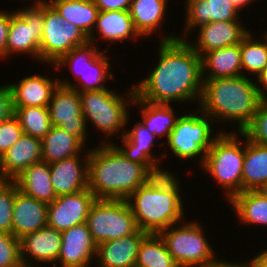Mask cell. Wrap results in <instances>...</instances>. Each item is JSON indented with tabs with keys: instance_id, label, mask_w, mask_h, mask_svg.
Instances as JSON below:
<instances>
[{
	"instance_id": "1",
	"label": "cell",
	"mask_w": 267,
	"mask_h": 267,
	"mask_svg": "<svg viewBox=\"0 0 267 267\" xmlns=\"http://www.w3.org/2000/svg\"><path fill=\"white\" fill-rule=\"evenodd\" d=\"M178 36H162L156 67L147 78L133 84L139 99L153 104L199 103L203 85L201 57Z\"/></svg>"
},
{
	"instance_id": "2",
	"label": "cell",
	"mask_w": 267,
	"mask_h": 267,
	"mask_svg": "<svg viewBox=\"0 0 267 267\" xmlns=\"http://www.w3.org/2000/svg\"><path fill=\"white\" fill-rule=\"evenodd\" d=\"M89 149L88 189L97 199L126 200L155 176L145 165L128 160L111 140Z\"/></svg>"
},
{
	"instance_id": "3",
	"label": "cell",
	"mask_w": 267,
	"mask_h": 267,
	"mask_svg": "<svg viewBox=\"0 0 267 267\" xmlns=\"http://www.w3.org/2000/svg\"><path fill=\"white\" fill-rule=\"evenodd\" d=\"M175 176L172 172L155 175L126 199L141 231L159 234L178 222L182 224L185 208Z\"/></svg>"
},
{
	"instance_id": "4",
	"label": "cell",
	"mask_w": 267,
	"mask_h": 267,
	"mask_svg": "<svg viewBox=\"0 0 267 267\" xmlns=\"http://www.w3.org/2000/svg\"><path fill=\"white\" fill-rule=\"evenodd\" d=\"M254 81L243 75L203 79L198 107L215 123L235 122L242 132L263 101Z\"/></svg>"
},
{
	"instance_id": "5",
	"label": "cell",
	"mask_w": 267,
	"mask_h": 267,
	"mask_svg": "<svg viewBox=\"0 0 267 267\" xmlns=\"http://www.w3.org/2000/svg\"><path fill=\"white\" fill-rule=\"evenodd\" d=\"M221 131L213 141L201 168L222 186L228 202L242 192V170L245 155V142L240 141L241 132ZM240 135V136H239ZM244 145H243V144ZM243 145V146H242Z\"/></svg>"
},
{
	"instance_id": "6",
	"label": "cell",
	"mask_w": 267,
	"mask_h": 267,
	"mask_svg": "<svg viewBox=\"0 0 267 267\" xmlns=\"http://www.w3.org/2000/svg\"><path fill=\"white\" fill-rule=\"evenodd\" d=\"M127 92L129 95L125 96L126 99L122 94H117L109 88L79 92L82 114L86 124L88 125L90 122L89 124H93L96 129L98 128L97 131L99 130L107 138L120 135V132L122 136L125 135V131L122 132V129L128 125V120L131 118L128 107L130 104H134V85Z\"/></svg>"
},
{
	"instance_id": "7",
	"label": "cell",
	"mask_w": 267,
	"mask_h": 267,
	"mask_svg": "<svg viewBox=\"0 0 267 267\" xmlns=\"http://www.w3.org/2000/svg\"><path fill=\"white\" fill-rule=\"evenodd\" d=\"M98 47L92 42L88 41L82 46L74 47L66 55L61 57L53 67L58 71L62 70V67H67L72 71V75L75 79V83L71 80L59 79V85L70 87L78 92L84 91H98L107 89L104 84L105 81L112 79L113 72L110 71V63L104 52H107V48L104 51H99ZM110 71V72H109Z\"/></svg>"
},
{
	"instance_id": "8",
	"label": "cell",
	"mask_w": 267,
	"mask_h": 267,
	"mask_svg": "<svg viewBox=\"0 0 267 267\" xmlns=\"http://www.w3.org/2000/svg\"><path fill=\"white\" fill-rule=\"evenodd\" d=\"M197 109L188 114L178 116L175 127L167 137V147L176 158L183 161L199 157V165L204 163L206 154L212 147L213 141L219 136L220 130L214 134V120L203 111Z\"/></svg>"
},
{
	"instance_id": "9",
	"label": "cell",
	"mask_w": 267,
	"mask_h": 267,
	"mask_svg": "<svg viewBox=\"0 0 267 267\" xmlns=\"http://www.w3.org/2000/svg\"><path fill=\"white\" fill-rule=\"evenodd\" d=\"M183 222L180 226L177 223L159 233L177 265L179 267H214L218 258L208 243L203 225L200 226L201 224L196 221L185 222L183 220Z\"/></svg>"
},
{
	"instance_id": "10",
	"label": "cell",
	"mask_w": 267,
	"mask_h": 267,
	"mask_svg": "<svg viewBox=\"0 0 267 267\" xmlns=\"http://www.w3.org/2000/svg\"><path fill=\"white\" fill-rule=\"evenodd\" d=\"M86 223L97 245L130 236L139 230L131 207L124 199H96Z\"/></svg>"
},
{
	"instance_id": "11",
	"label": "cell",
	"mask_w": 267,
	"mask_h": 267,
	"mask_svg": "<svg viewBox=\"0 0 267 267\" xmlns=\"http://www.w3.org/2000/svg\"><path fill=\"white\" fill-rule=\"evenodd\" d=\"M45 6L30 5L11 12L6 58L28 54L40 61V44L44 26ZM10 55V56H9Z\"/></svg>"
},
{
	"instance_id": "12",
	"label": "cell",
	"mask_w": 267,
	"mask_h": 267,
	"mask_svg": "<svg viewBox=\"0 0 267 267\" xmlns=\"http://www.w3.org/2000/svg\"><path fill=\"white\" fill-rule=\"evenodd\" d=\"M89 38L75 25L67 22L53 6H45L44 26L40 44V61L56 63L74 47L82 46Z\"/></svg>"
},
{
	"instance_id": "13",
	"label": "cell",
	"mask_w": 267,
	"mask_h": 267,
	"mask_svg": "<svg viewBox=\"0 0 267 267\" xmlns=\"http://www.w3.org/2000/svg\"><path fill=\"white\" fill-rule=\"evenodd\" d=\"M48 110L52 126L78 137L85 144L88 126L77 90L58 85L51 95Z\"/></svg>"
},
{
	"instance_id": "14",
	"label": "cell",
	"mask_w": 267,
	"mask_h": 267,
	"mask_svg": "<svg viewBox=\"0 0 267 267\" xmlns=\"http://www.w3.org/2000/svg\"><path fill=\"white\" fill-rule=\"evenodd\" d=\"M96 196L89 190L58 196L48 204L47 225L58 231L86 223Z\"/></svg>"
},
{
	"instance_id": "15",
	"label": "cell",
	"mask_w": 267,
	"mask_h": 267,
	"mask_svg": "<svg viewBox=\"0 0 267 267\" xmlns=\"http://www.w3.org/2000/svg\"><path fill=\"white\" fill-rule=\"evenodd\" d=\"M61 237V249L56 264L59 263L60 267H91L92 260L96 259L97 244L87 223L62 231Z\"/></svg>"
},
{
	"instance_id": "16",
	"label": "cell",
	"mask_w": 267,
	"mask_h": 267,
	"mask_svg": "<svg viewBox=\"0 0 267 267\" xmlns=\"http://www.w3.org/2000/svg\"><path fill=\"white\" fill-rule=\"evenodd\" d=\"M184 4L186 10L184 9L185 24L182 35L185 36L178 37L181 40H185L192 30L195 31L210 22L241 21V12L230 0H186Z\"/></svg>"
},
{
	"instance_id": "17",
	"label": "cell",
	"mask_w": 267,
	"mask_h": 267,
	"mask_svg": "<svg viewBox=\"0 0 267 267\" xmlns=\"http://www.w3.org/2000/svg\"><path fill=\"white\" fill-rule=\"evenodd\" d=\"M242 21L210 22L197 29V41L191 43L185 39L192 49L201 57L204 53L226 46L238 45L250 33ZM199 31V32H198Z\"/></svg>"
},
{
	"instance_id": "18",
	"label": "cell",
	"mask_w": 267,
	"mask_h": 267,
	"mask_svg": "<svg viewBox=\"0 0 267 267\" xmlns=\"http://www.w3.org/2000/svg\"><path fill=\"white\" fill-rule=\"evenodd\" d=\"M61 242V231L48 225L38 231L26 234L20 239V257L22 264L34 266L33 261L36 260L37 264L56 265L61 249Z\"/></svg>"
},
{
	"instance_id": "19",
	"label": "cell",
	"mask_w": 267,
	"mask_h": 267,
	"mask_svg": "<svg viewBox=\"0 0 267 267\" xmlns=\"http://www.w3.org/2000/svg\"><path fill=\"white\" fill-rule=\"evenodd\" d=\"M85 153L49 164L56 197L88 189L89 149Z\"/></svg>"
},
{
	"instance_id": "20",
	"label": "cell",
	"mask_w": 267,
	"mask_h": 267,
	"mask_svg": "<svg viewBox=\"0 0 267 267\" xmlns=\"http://www.w3.org/2000/svg\"><path fill=\"white\" fill-rule=\"evenodd\" d=\"M125 131V135L121 136L123 147H119L115 143L113 144L128 160L145 165L154 175H159L162 172H170L160 168L161 165L159 162L163 158L160 156L156 158L152 151H150L154 147L156 136L149 132L141 121H136V124L131 130Z\"/></svg>"
},
{
	"instance_id": "21",
	"label": "cell",
	"mask_w": 267,
	"mask_h": 267,
	"mask_svg": "<svg viewBox=\"0 0 267 267\" xmlns=\"http://www.w3.org/2000/svg\"><path fill=\"white\" fill-rule=\"evenodd\" d=\"M48 204L25 195L15 183L12 234L19 240L47 225Z\"/></svg>"
},
{
	"instance_id": "22",
	"label": "cell",
	"mask_w": 267,
	"mask_h": 267,
	"mask_svg": "<svg viewBox=\"0 0 267 267\" xmlns=\"http://www.w3.org/2000/svg\"><path fill=\"white\" fill-rule=\"evenodd\" d=\"M42 161L41 139L24 134L0 158V180H14L30 165Z\"/></svg>"
},
{
	"instance_id": "23",
	"label": "cell",
	"mask_w": 267,
	"mask_h": 267,
	"mask_svg": "<svg viewBox=\"0 0 267 267\" xmlns=\"http://www.w3.org/2000/svg\"><path fill=\"white\" fill-rule=\"evenodd\" d=\"M148 233L140 229L127 237L104 241L97 245L96 267H134L139 246Z\"/></svg>"
},
{
	"instance_id": "24",
	"label": "cell",
	"mask_w": 267,
	"mask_h": 267,
	"mask_svg": "<svg viewBox=\"0 0 267 267\" xmlns=\"http://www.w3.org/2000/svg\"><path fill=\"white\" fill-rule=\"evenodd\" d=\"M58 85L57 77L52 80L40 74H30L17 83H9L13 107H48L51 95Z\"/></svg>"
},
{
	"instance_id": "25",
	"label": "cell",
	"mask_w": 267,
	"mask_h": 267,
	"mask_svg": "<svg viewBox=\"0 0 267 267\" xmlns=\"http://www.w3.org/2000/svg\"><path fill=\"white\" fill-rule=\"evenodd\" d=\"M97 28V29H96ZM95 29L88 37L89 41L94 45H98L94 32L100 34V39L108 40L109 43L121 42L124 40L134 39L141 37L135 30L129 10H116V11H99ZM132 37V38H131ZM112 41V42H111Z\"/></svg>"
},
{
	"instance_id": "26",
	"label": "cell",
	"mask_w": 267,
	"mask_h": 267,
	"mask_svg": "<svg viewBox=\"0 0 267 267\" xmlns=\"http://www.w3.org/2000/svg\"><path fill=\"white\" fill-rule=\"evenodd\" d=\"M201 67L202 79L242 75L240 44L204 53L201 56Z\"/></svg>"
},
{
	"instance_id": "27",
	"label": "cell",
	"mask_w": 267,
	"mask_h": 267,
	"mask_svg": "<svg viewBox=\"0 0 267 267\" xmlns=\"http://www.w3.org/2000/svg\"><path fill=\"white\" fill-rule=\"evenodd\" d=\"M14 181L21 192L38 201L49 204L57 198L51 182L50 167L46 162L30 165Z\"/></svg>"
},
{
	"instance_id": "28",
	"label": "cell",
	"mask_w": 267,
	"mask_h": 267,
	"mask_svg": "<svg viewBox=\"0 0 267 267\" xmlns=\"http://www.w3.org/2000/svg\"><path fill=\"white\" fill-rule=\"evenodd\" d=\"M245 141V155L242 170V192L261 190L267 184V146Z\"/></svg>"
},
{
	"instance_id": "29",
	"label": "cell",
	"mask_w": 267,
	"mask_h": 267,
	"mask_svg": "<svg viewBox=\"0 0 267 267\" xmlns=\"http://www.w3.org/2000/svg\"><path fill=\"white\" fill-rule=\"evenodd\" d=\"M168 0H132L129 8L135 30L141 38L155 34L165 21Z\"/></svg>"
},
{
	"instance_id": "30",
	"label": "cell",
	"mask_w": 267,
	"mask_h": 267,
	"mask_svg": "<svg viewBox=\"0 0 267 267\" xmlns=\"http://www.w3.org/2000/svg\"><path fill=\"white\" fill-rule=\"evenodd\" d=\"M42 161L48 164L71 158L85 152V144L76 136L52 126L41 139Z\"/></svg>"
},
{
	"instance_id": "31",
	"label": "cell",
	"mask_w": 267,
	"mask_h": 267,
	"mask_svg": "<svg viewBox=\"0 0 267 267\" xmlns=\"http://www.w3.org/2000/svg\"><path fill=\"white\" fill-rule=\"evenodd\" d=\"M229 202L240 223L267 226V196L261 190L240 192Z\"/></svg>"
},
{
	"instance_id": "32",
	"label": "cell",
	"mask_w": 267,
	"mask_h": 267,
	"mask_svg": "<svg viewBox=\"0 0 267 267\" xmlns=\"http://www.w3.org/2000/svg\"><path fill=\"white\" fill-rule=\"evenodd\" d=\"M133 103L141 107V123L146 129L157 138L166 136L167 139L178 119L171 104H153L139 99L136 95Z\"/></svg>"
},
{
	"instance_id": "33",
	"label": "cell",
	"mask_w": 267,
	"mask_h": 267,
	"mask_svg": "<svg viewBox=\"0 0 267 267\" xmlns=\"http://www.w3.org/2000/svg\"><path fill=\"white\" fill-rule=\"evenodd\" d=\"M53 7L62 18L77 26L87 37L93 33L99 14L93 0H63Z\"/></svg>"
},
{
	"instance_id": "34",
	"label": "cell",
	"mask_w": 267,
	"mask_h": 267,
	"mask_svg": "<svg viewBox=\"0 0 267 267\" xmlns=\"http://www.w3.org/2000/svg\"><path fill=\"white\" fill-rule=\"evenodd\" d=\"M135 266L179 267L159 234H148L142 240Z\"/></svg>"
},
{
	"instance_id": "35",
	"label": "cell",
	"mask_w": 267,
	"mask_h": 267,
	"mask_svg": "<svg viewBox=\"0 0 267 267\" xmlns=\"http://www.w3.org/2000/svg\"><path fill=\"white\" fill-rule=\"evenodd\" d=\"M258 40L252 30L240 42L242 75H258L267 65V32ZM244 70V71H243ZM246 72H248L246 74ZM250 73V74H249Z\"/></svg>"
},
{
	"instance_id": "36",
	"label": "cell",
	"mask_w": 267,
	"mask_h": 267,
	"mask_svg": "<svg viewBox=\"0 0 267 267\" xmlns=\"http://www.w3.org/2000/svg\"><path fill=\"white\" fill-rule=\"evenodd\" d=\"M24 134L42 139L51 129L48 107H13Z\"/></svg>"
},
{
	"instance_id": "37",
	"label": "cell",
	"mask_w": 267,
	"mask_h": 267,
	"mask_svg": "<svg viewBox=\"0 0 267 267\" xmlns=\"http://www.w3.org/2000/svg\"><path fill=\"white\" fill-rule=\"evenodd\" d=\"M15 181L0 180V232L12 234Z\"/></svg>"
},
{
	"instance_id": "38",
	"label": "cell",
	"mask_w": 267,
	"mask_h": 267,
	"mask_svg": "<svg viewBox=\"0 0 267 267\" xmlns=\"http://www.w3.org/2000/svg\"><path fill=\"white\" fill-rule=\"evenodd\" d=\"M248 140L267 146V100H263L250 123L241 132Z\"/></svg>"
},
{
	"instance_id": "39",
	"label": "cell",
	"mask_w": 267,
	"mask_h": 267,
	"mask_svg": "<svg viewBox=\"0 0 267 267\" xmlns=\"http://www.w3.org/2000/svg\"><path fill=\"white\" fill-rule=\"evenodd\" d=\"M20 240L11 233L0 232V267H20Z\"/></svg>"
},
{
	"instance_id": "40",
	"label": "cell",
	"mask_w": 267,
	"mask_h": 267,
	"mask_svg": "<svg viewBox=\"0 0 267 267\" xmlns=\"http://www.w3.org/2000/svg\"><path fill=\"white\" fill-rule=\"evenodd\" d=\"M22 135L23 130L14 115L0 123V158L3 157Z\"/></svg>"
},
{
	"instance_id": "41",
	"label": "cell",
	"mask_w": 267,
	"mask_h": 267,
	"mask_svg": "<svg viewBox=\"0 0 267 267\" xmlns=\"http://www.w3.org/2000/svg\"><path fill=\"white\" fill-rule=\"evenodd\" d=\"M14 113L12 94L9 84L0 85V123L7 120Z\"/></svg>"
},
{
	"instance_id": "42",
	"label": "cell",
	"mask_w": 267,
	"mask_h": 267,
	"mask_svg": "<svg viewBox=\"0 0 267 267\" xmlns=\"http://www.w3.org/2000/svg\"><path fill=\"white\" fill-rule=\"evenodd\" d=\"M11 12L0 10V58H6L7 38L9 34Z\"/></svg>"
},
{
	"instance_id": "43",
	"label": "cell",
	"mask_w": 267,
	"mask_h": 267,
	"mask_svg": "<svg viewBox=\"0 0 267 267\" xmlns=\"http://www.w3.org/2000/svg\"><path fill=\"white\" fill-rule=\"evenodd\" d=\"M99 11L129 10L132 0H93Z\"/></svg>"
},
{
	"instance_id": "44",
	"label": "cell",
	"mask_w": 267,
	"mask_h": 267,
	"mask_svg": "<svg viewBox=\"0 0 267 267\" xmlns=\"http://www.w3.org/2000/svg\"><path fill=\"white\" fill-rule=\"evenodd\" d=\"M214 267H263V264L262 262L260 261L259 257L256 255V256H253V259H251L250 261H248L247 263L245 262H231V261H228L227 260H222L221 258L220 259H217V262L215 264Z\"/></svg>"
},
{
	"instance_id": "45",
	"label": "cell",
	"mask_w": 267,
	"mask_h": 267,
	"mask_svg": "<svg viewBox=\"0 0 267 267\" xmlns=\"http://www.w3.org/2000/svg\"><path fill=\"white\" fill-rule=\"evenodd\" d=\"M256 77V83L259 81L258 84H260L259 86L256 85L259 95L263 100H267V65Z\"/></svg>"
},
{
	"instance_id": "46",
	"label": "cell",
	"mask_w": 267,
	"mask_h": 267,
	"mask_svg": "<svg viewBox=\"0 0 267 267\" xmlns=\"http://www.w3.org/2000/svg\"><path fill=\"white\" fill-rule=\"evenodd\" d=\"M232 4L239 10L242 11L244 7H248V5L252 3L253 0H230Z\"/></svg>"
},
{
	"instance_id": "47",
	"label": "cell",
	"mask_w": 267,
	"mask_h": 267,
	"mask_svg": "<svg viewBox=\"0 0 267 267\" xmlns=\"http://www.w3.org/2000/svg\"><path fill=\"white\" fill-rule=\"evenodd\" d=\"M260 261L263 264V267H267V250H262L261 252L257 253Z\"/></svg>"
},
{
	"instance_id": "48",
	"label": "cell",
	"mask_w": 267,
	"mask_h": 267,
	"mask_svg": "<svg viewBox=\"0 0 267 267\" xmlns=\"http://www.w3.org/2000/svg\"><path fill=\"white\" fill-rule=\"evenodd\" d=\"M63 0H39V5H42V6H54L55 4L61 2Z\"/></svg>"
},
{
	"instance_id": "49",
	"label": "cell",
	"mask_w": 267,
	"mask_h": 267,
	"mask_svg": "<svg viewBox=\"0 0 267 267\" xmlns=\"http://www.w3.org/2000/svg\"><path fill=\"white\" fill-rule=\"evenodd\" d=\"M261 191L267 196V184L261 189Z\"/></svg>"
},
{
	"instance_id": "50",
	"label": "cell",
	"mask_w": 267,
	"mask_h": 267,
	"mask_svg": "<svg viewBox=\"0 0 267 267\" xmlns=\"http://www.w3.org/2000/svg\"><path fill=\"white\" fill-rule=\"evenodd\" d=\"M36 265H37V264H35L34 266H32V265H25V264H22L20 267H36ZM38 267H40V266H38Z\"/></svg>"
},
{
	"instance_id": "51",
	"label": "cell",
	"mask_w": 267,
	"mask_h": 267,
	"mask_svg": "<svg viewBox=\"0 0 267 267\" xmlns=\"http://www.w3.org/2000/svg\"><path fill=\"white\" fill-rule=\"evenodd\" d=\"M20 1V0H19ZM24 1V0H23ZM34 1V0H33ZM39 3V0H35L32 5H37Z\"/></svg>"
}]
</instances>
